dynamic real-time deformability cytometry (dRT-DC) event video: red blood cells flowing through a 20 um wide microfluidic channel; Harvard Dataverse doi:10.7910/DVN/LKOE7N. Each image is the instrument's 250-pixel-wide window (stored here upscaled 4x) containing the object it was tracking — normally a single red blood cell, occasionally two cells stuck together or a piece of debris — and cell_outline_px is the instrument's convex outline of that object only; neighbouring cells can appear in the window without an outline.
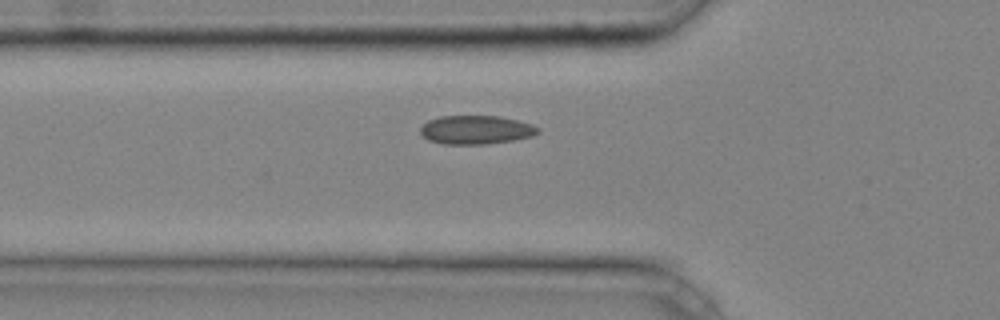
{"species": "common noctule bat (a hibernating species)", "species_latin": "Nyctalus noctula", "temperature_condition": "cold", "stored_images_in_passage": 30, "camera_frame_rate_fps": 3000, "um_per_image_px": 0.085, "animal": {"sex": "male", "body_mass_g": 20.4}, "frame": {"image": 1, "passage_image": 5, "time_ms": 1.333, "image_size_px": [1000, 320], "cell_outline_px": [[540, 132], [532, 136], [512, 140], [484, 144], [444, 144], [428, 140], [420, 132], [420, 128], [428, 120], [440, 116], [500, 116], [532, 124], [540, 128]], "centroid_in_image_um": [40.46, 11.03], "position_along_channel_um": 85.3, "area_um2": 19.59}}
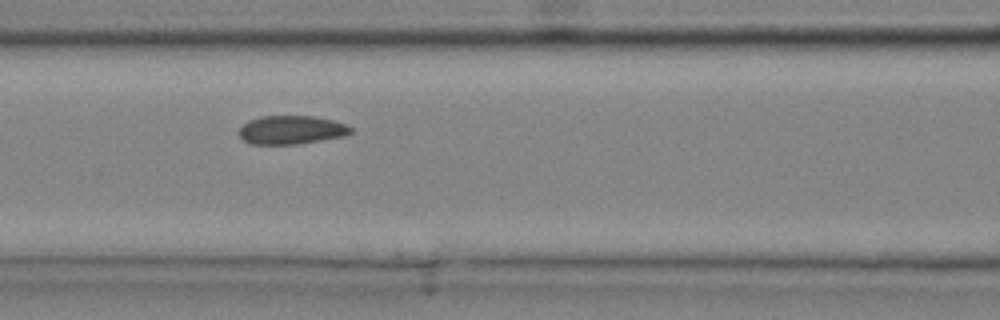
{"frame": {"image": 2, "passage_image": 9, "time_ms": 2.667, "image_size_px": [1000, 320], "cell_outline_px": [[352, 132], [344, 136], [296, 144], [252, 144], [244, 140], [240, 136], [240, 128], [248, 120], [260, 116], [312, 116], [332, 120], [348, 124], [352, 128]], "centroid_in_image_um": [24.78, 11.03], "position_along_channel_um": 141.8, "area_um2": 18.5}, "authors_computed_cell_mechanics": {"area_um2": 18.7272, "velocity_mm_per_s": 4.2268, "shape_relaxation_time_tau1_ms": 11.396, "shape_relaxation_time_tau2_ms": 1.7146, "deformation_change_tau1": 0.1193, "deformation_change_tau2": 0.0726}}